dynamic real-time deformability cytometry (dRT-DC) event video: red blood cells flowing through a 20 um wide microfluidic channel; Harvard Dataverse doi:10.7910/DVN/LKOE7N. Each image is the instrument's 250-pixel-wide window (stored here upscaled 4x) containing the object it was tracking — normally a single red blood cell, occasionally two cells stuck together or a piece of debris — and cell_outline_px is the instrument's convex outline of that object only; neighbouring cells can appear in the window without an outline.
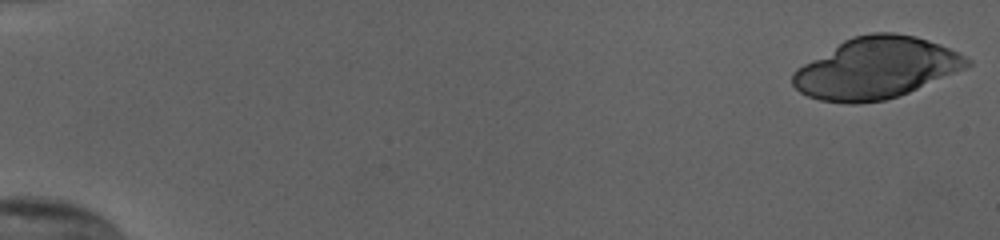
{"species": "human", "species_latin": "Homo sapiens", "temperature_condition": "cold", "stored_images_in_passage": 25, "camera_frame_rate_fps": 3000, "um_per_image_px": 0.085, "donor": {"sex": "female"}, "frame": {"image": 1, "passage_image": 1, "time_ms": 0.0, "image_size_px": [1000, 240], "cell_outline_px": [[972, 64], [964, 68], [908, 92], [884, 100], [856, 104], [848, 104], [820, 100], [808, 96], [800, 92], [792, 84], [792, 72], [796, 68], [844, 40], [852, 36], [872, 32], [892, 32], [916, 36], [940, 44], [972, 60]], "centroid_in_image_um": [74.42, 5.78], "position_along_channel_um": 10.6, "area_um2": 61.79}}